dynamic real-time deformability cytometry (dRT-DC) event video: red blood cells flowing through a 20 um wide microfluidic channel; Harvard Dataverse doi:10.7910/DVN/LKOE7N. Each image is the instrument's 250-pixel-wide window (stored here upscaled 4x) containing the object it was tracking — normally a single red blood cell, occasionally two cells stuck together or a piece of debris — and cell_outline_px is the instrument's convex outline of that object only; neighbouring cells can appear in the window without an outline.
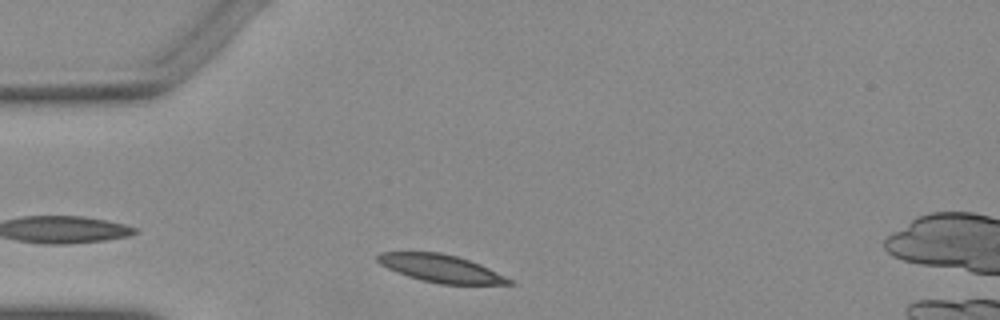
{"species": "Egyptian fruit bat (a non-hibernating species)", "species_latin": "Rousettus aegyptiacus", "temperature_condition": "warm", "stored_images_in_passage": 31, "camera_frame_rate_fps": 3000, "um_per_image_px": 0.085, "animal": {"sex": "female"}, "frame": {"image": 1, "passage_image": 2, "time_ms": 0.333, "image_size_px": [1000, 320], "cell_outline_px": [[516, 284], [440, 284], [420, 280], [396, 272], [380, 264], [376, 260], [376, 256], [380, 252], [440, 252], [456, 256], [480, 264], [512, 280]], "centroid_in_image_um": [37.43, 22.81], "position_along_channel_um": 47.6, "area_um2": 21.04}}
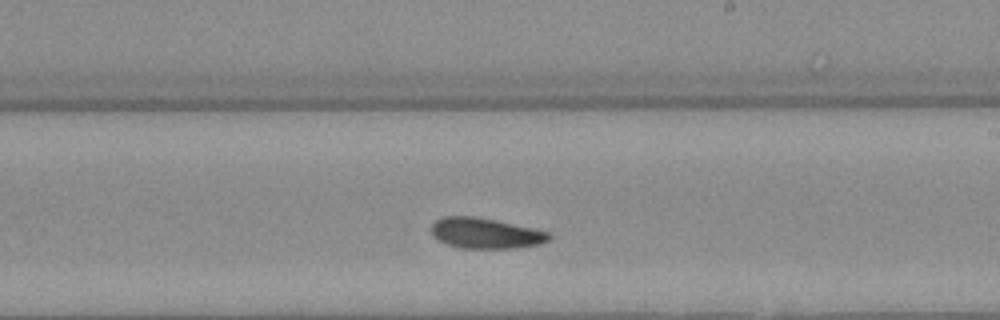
{"frame": {"image": 2, "passage_image": 19, "time_ms": 6.0, "image_size_px": [1000, 320], "cell_outline_px": [[552, 236], [548, 240], [540, 244], [516, 248], [460, 248], [436, 240], [432, 236], [432, 224], [436, 220], [444, 216], [472, 216], [532, 228], [548, 232]], "centroid_in_image_um": [41.23, 19.84], "position_along_channel_um": 247.8, "area_um2": 20.75}}
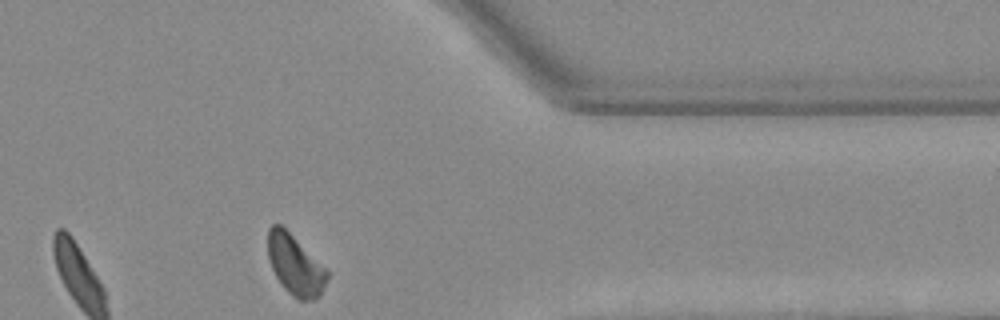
{"frame": {"image": 3, "passage_image": 31, "time_ms": 10.0, "image_size_px": [1000, 320], "cell_outline_px": [[328, 276], [320, 296], [316, 300], [300, 300], [292, 296], [284, 288], [276, 276], [272, 268], [268, 256], [268, 228], [272, 224], [280, 224], [328, 272]], "centroid_in_image_um": [25.06, 22.56], "position_along_channel_um": 386.3, "area_um2": 20.17}}